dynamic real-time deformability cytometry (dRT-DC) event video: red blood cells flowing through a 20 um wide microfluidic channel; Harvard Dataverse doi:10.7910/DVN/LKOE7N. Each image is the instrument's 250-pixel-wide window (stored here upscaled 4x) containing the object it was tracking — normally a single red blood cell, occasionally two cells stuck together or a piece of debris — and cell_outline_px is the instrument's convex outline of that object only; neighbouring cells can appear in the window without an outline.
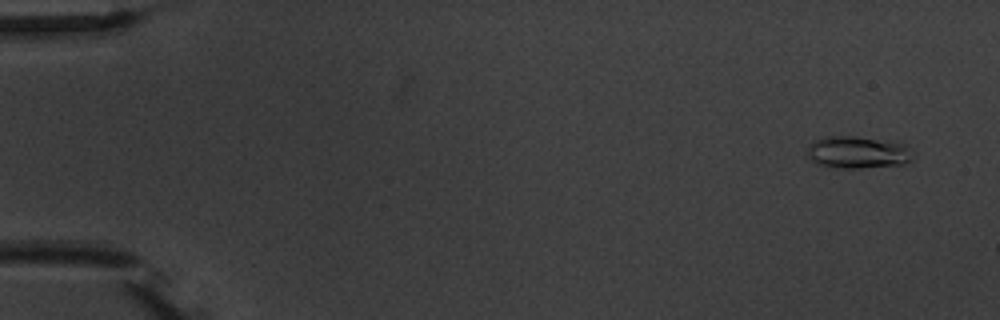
{"species": "common noctule bat (a hibernating species)", "species_latin": "Nyctalus noctula", "temperature_condition": "warm", "stored_images_in_passage": 5, "camera_frame_rate_fps": 3000, "um_per_image_px": 0.085, "animal": {"sex": "male", "body_mass_g": 20.1, "forearm_length_mm": 53.5}, "frame": {"image": 1, "passage_image": 2, "time_ms": 1.0, "image_size_px": [1000, 320], "cell_outline_px": [[916, 156], [912, 160], [904, 164], [860, 168], [828, 168], [812, 160], [804, 152], [808, 144], [812, 140], [824, 136], [856, 136], [896, 140], [912, 148]], "centroid_in_image_um": [72.94, 12.92], "position_along_channel_um": 12.1, "area_um2": 20.81}}